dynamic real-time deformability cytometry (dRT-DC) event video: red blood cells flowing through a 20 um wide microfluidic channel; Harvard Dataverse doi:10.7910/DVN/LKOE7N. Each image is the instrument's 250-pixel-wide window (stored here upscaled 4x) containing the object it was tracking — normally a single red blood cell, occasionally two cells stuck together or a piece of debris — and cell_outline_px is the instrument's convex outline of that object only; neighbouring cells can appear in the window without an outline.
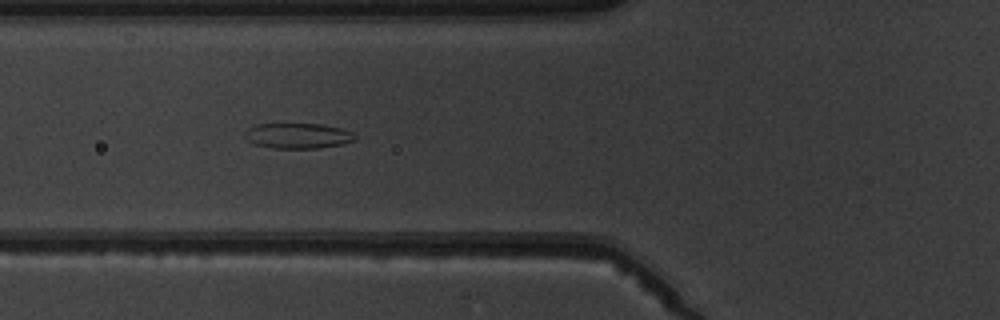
{"species": "common noctule bat (a hibernating species)", "species_latin": "Nyctalus noctula", "temperature_condition": "warm", "stored_images_in_passage": 5, "camera_frame_rate_fps": 3000, "um_per_image_px": 0.085, "animal": {"sex": "male", "body_mass_g": 19.5, "forearm_length_mm": 54.6}, "frame": {"image": 1, "passage_image": 4, "time_ms": 3.333, "image_size_px": [1000, 320], "cell_outline_px": [[356, 140], [344, 144], [320, 148], [272, 148], [256, 144], [248, 140], [244, 136], [244, 132], [248, 128], [256, 124], [320, 124], [340, 128], [352, 132], [356, 136]], "centroid_in_image_um": [25.33, 11.54], "position_along_channel_um": 100.5, "area_um2": 16.3}}
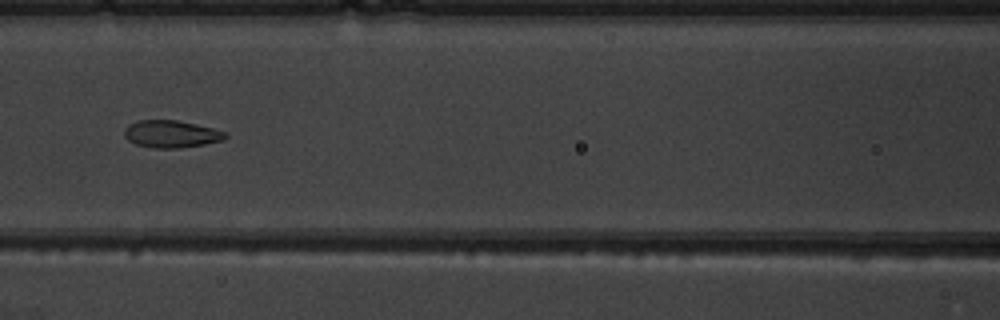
{"frame": {"image": 2, "passage_image": 5, "time_ms": 4.667, "image_size_px": [1000, 320], "cell_outline_px": [[228, 136], [224, 140], [204, 144], [180, 148], [156, 148], [136, 144], [128, 140], [124, 136], [124, 128], [128, 124], [136, 120], [176, 120], [196, 124], [212, 128], [224, 132]], "centroid_in_image_um": [14.52, 11.38], "position_along_channel_um": 152.1, "area_um2": 16.07}}